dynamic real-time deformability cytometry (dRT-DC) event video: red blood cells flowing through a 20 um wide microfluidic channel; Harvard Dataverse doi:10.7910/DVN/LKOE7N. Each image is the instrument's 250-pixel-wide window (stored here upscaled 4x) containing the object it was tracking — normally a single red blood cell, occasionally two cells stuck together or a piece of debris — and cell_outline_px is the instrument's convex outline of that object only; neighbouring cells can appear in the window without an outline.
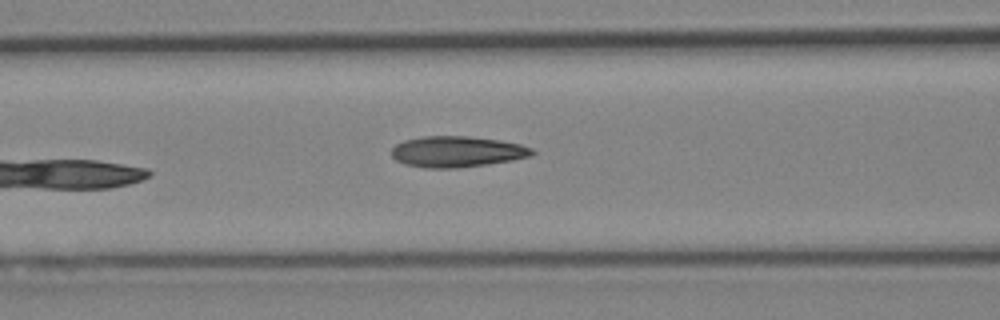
{"species": "Egyptian fruit bat (a non-hibernating species)", "species_latin": "Rousettus aegyptiacus", "temperature_condition": "cold", "stored_images_in_passage": 7, "camera_frame_rate_fps": 3000, "um_per_image_px": 0.085, "animal": {"sex": "female"}, "frame": {"image": 1, "passage_image": 7, "time_ms": 7.0, "image_size_px": [1000, 320], "cell_outline_px": [[536, 152], [532, 156], [512, 160], [460, 168], [424, 168], [404, 164], [396, 160], [392, 156], [392, 148], [396, 144], [404, 140], [424, 136], [468, 136], [500, 140], [520, 144], [532, 148]], "centroid_in_image_um": [38.85, 12.89], "position_along_channel_um": 127.8, "area_um2": 25.49}}